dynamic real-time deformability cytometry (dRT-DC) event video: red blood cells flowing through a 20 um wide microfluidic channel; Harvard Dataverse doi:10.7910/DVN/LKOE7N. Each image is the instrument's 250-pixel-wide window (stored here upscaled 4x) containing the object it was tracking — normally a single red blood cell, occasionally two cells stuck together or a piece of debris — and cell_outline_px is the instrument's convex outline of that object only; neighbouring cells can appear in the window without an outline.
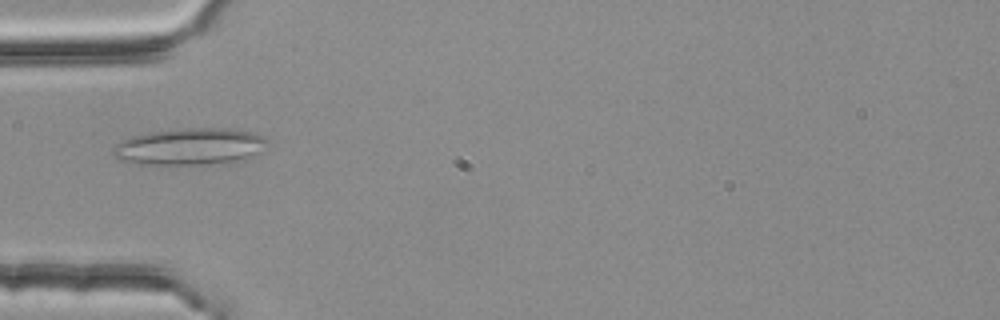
{"species": "common noctule bat (a hibernating species)", "species_latin": "Nyctalus noctula", "temperature_condition": "room temperature", "stored_images_in_passage": 4, "camera_frame_rate_fps": 3000, "um_per_image_px": 0.085, "animal": {"sex": "female", "body_mass_g": 25.1}, "frame": {"image": 1, "passage_image": 4, "time_ms": 1.0, "image_size_px": [1000, 320], "cell_outline_px": [[268, 144], [248, 160], [232, 164], [132, 164], [120, 160], [112, 156], [112, 148], [120, 140], [132, 136], [148, 132], [180, 128], [228, 128], [252, 132], [264, 136], [268, 140]], "centroid_in_image_um": [16.15, 12.47], "position_along_channel_um": 68.8, "area_um2": 33.99}}